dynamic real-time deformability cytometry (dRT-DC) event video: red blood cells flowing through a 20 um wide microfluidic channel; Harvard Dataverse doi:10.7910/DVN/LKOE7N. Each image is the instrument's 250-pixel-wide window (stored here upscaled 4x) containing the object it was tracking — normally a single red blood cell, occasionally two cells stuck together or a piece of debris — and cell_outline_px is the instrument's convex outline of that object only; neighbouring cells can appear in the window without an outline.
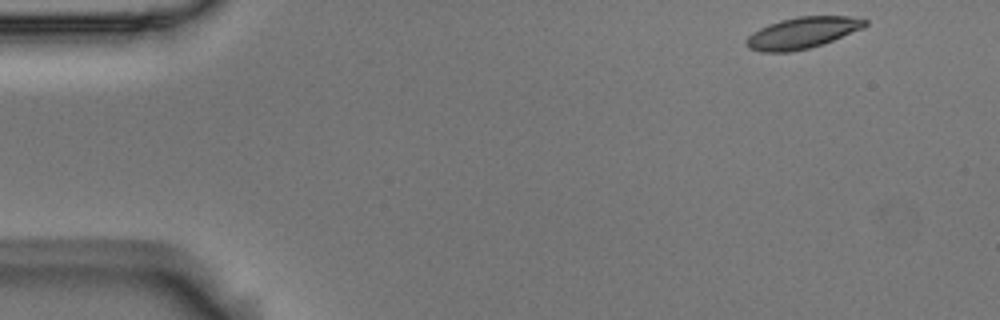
{"species": "Egyptian fruit bat (a non-hibernating species)", "species_latin": "Rousettus aegyptiacus", "temperature_condition": "room temperature", "stored_images_in_passage": 5, "segment_of_instrument_passage": [1, 2], "camera_frame_rate_fps": 3000, "um_per_image_px": 0.085, "animal": {"sex": "male"}, "frame": {"image": 1, "passage_image": 1, "time_ms": 0.0, "image_size_px": [1000, 320], "cell_outline_px": [[868, 24], [864, 28], [832, 40], [808, 48], [792, 52], [760, 52], [748, 48], [748, 36], [760, 28], [768, 24], [780, 20], [800, 16], [852, 16], [868, 20]], "centroid_in_image_um": [68.23, 2.78], "position_along_channel_um": 16.8, "area_um2": 21.5}}
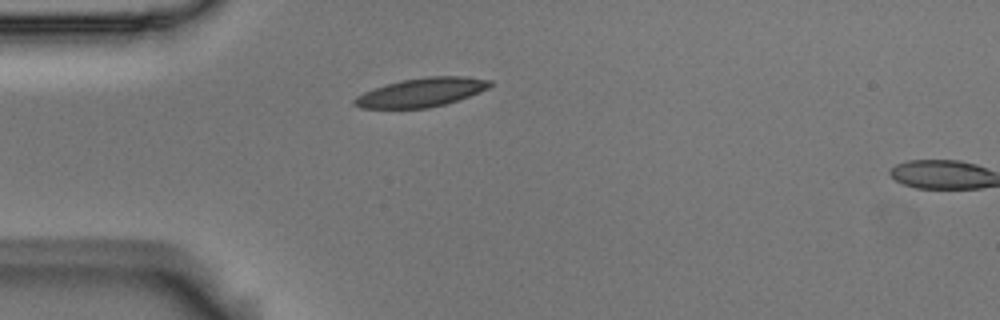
{"frame": {"image": 2, "passage_image": 4, "time_ms": 1.0, "image_size_px": [1000, 320], "cell_outline_px": [[492, 84], [488, 88], [468, 96], [444, 104], [428, 108], [360, 108], [352, 104], [352, 100], [356, 96], [364, 92], [400, 80], [428, 76], [464, 76], [492, 80]], "centroid_in_image_um": [35.8, 7.85], "position_along_channel_um": 49.2, "area_um2": 22.6}}